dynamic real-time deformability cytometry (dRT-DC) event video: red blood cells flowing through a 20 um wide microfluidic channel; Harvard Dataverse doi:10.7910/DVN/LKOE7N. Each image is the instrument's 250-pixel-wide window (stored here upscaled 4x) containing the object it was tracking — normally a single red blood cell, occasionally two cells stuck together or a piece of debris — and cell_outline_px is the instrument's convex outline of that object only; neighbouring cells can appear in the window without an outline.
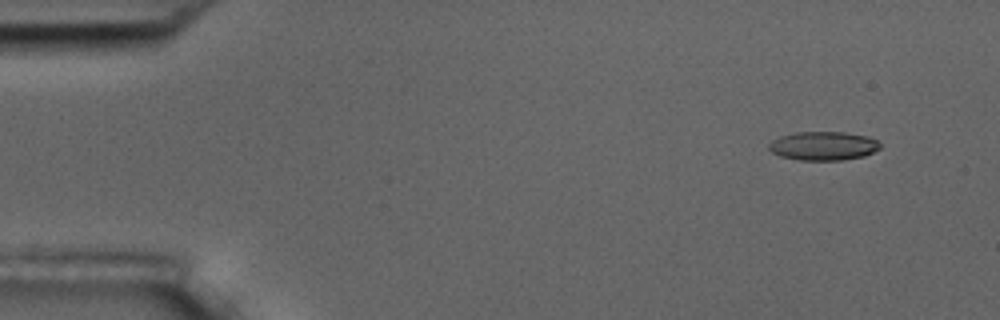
{"species": "common noctule bat (a hibernating species)", "species_latin": "Nyctalus noctula", "temperature_condition": "room temperature", "stored_images_in_passage": 5, "camera_frame_rate_fps": 3000, "um_per_image_px": 0.085, "animal": {"sex": "male", "body_mass_g": 17.5, "forearm_length_mm": 52.3}, "frame": {"image": 1, "passage_image": 2, "time_ms": 1.333, "image_size_px": [1000, 320], "cell_outline_px": [[880, 148], [864, 156], [844, 160], [800, 160], [780, 156], [772, 152], [768, 148], [768, 144], [772, 140], [780, 136], [796, 132], [844, 132], [868, 136], [876, 140], [880, 144]], "centroid_in_image_um": [69.97, 12.4], "position_along_channel_um": 15.0, "area_um2": 18.67}}